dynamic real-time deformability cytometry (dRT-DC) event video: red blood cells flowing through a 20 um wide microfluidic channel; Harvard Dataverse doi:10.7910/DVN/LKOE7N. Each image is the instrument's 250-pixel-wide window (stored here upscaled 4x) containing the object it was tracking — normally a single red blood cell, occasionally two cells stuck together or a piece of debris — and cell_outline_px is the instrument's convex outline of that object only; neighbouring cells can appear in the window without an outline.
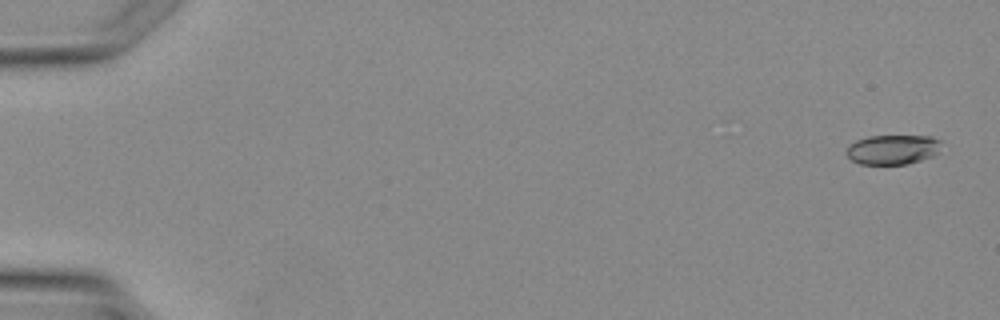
{"species": "Egyptian fruit bat (a non-hibernating species)", "species_latin": "Rousettus aegyptiacus", "temperature_condition": "warm", "stored_images_in_passage": 4, "camera_frame_rate_fps": 3000, "um_per_image_px": 0.085, "animal": {"sex": "female"}, "frame": {"image": 1, "passage_image": 1, "time_ms": 0.0, "image_size_px": [1000, 320], "cell_outline_px": [[940, 140], [936, 156], [908, 164], [860, 164], [852, 160], [844, 152], [848, 144], [856, 140], [868, 136], [932, 136]], "centroid_in_image_um": [75.85, 12.71], "position_along_channel_um": 9.1, "area_um2": 16.59}}